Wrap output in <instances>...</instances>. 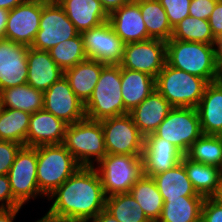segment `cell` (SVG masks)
Instances as JSON below:
<instances>
[{"label": "cell", "mask_w": 222, "mask_h": 222, "mask_svg": "<svg viewBox=\"0 0 222 222\" xmlns=\"http://www.w3.org/2000/svg\"><path fill=\"white\" fill-rule=\"evenodd\" d=\"M27 0H0V8L11 10Z\"/></svg>", "instance_id": "47"}, {"label": "cell", "mask_w": 222, "mask_h": 222, "mask_svg": "<svg viewBox=\"0 0 222 222\" xmlns=\"http://www.w3.org/2000/svg\"><path fill=\"white\" fill-rule=\"evenodd\" d=\"M67 125L62 119L44 109L31 114L26 146L62 144Z\"/></svg>", "instance_id": "19"}, {"label": "cell", "mask_w": 222, "mask_h": 222, "mask_svg": "<svg viewBox=\"0 0 222 222\" xmlns=\"http://www.w3.org/2000/svg\"><path fill=\"white\" fill-rule=\"evenodd\" d=\"M105 65L100 61L87 58L64 71L71 89L84 104L91 97Z\"/></svg>", "instance_id": "24"}, {"label": "cell", "mask_w": 222, "mask_h": 222, "mask_svg": "<svg viewBox=\"0 0 222 222\" xmlns=\"http://www.w3.org/2000/svg\"><path fill=\"white\" fill-rule=\"evenodd\" d=\"M105 210L118 222H151L130 192L106 197Z\"/></svg>", "instance_id": "33"}, {"label": "cell", "mask_w": 222, "mask_h": 222, "mask_svg": "<svg viewBox=\"0 0 222 222\" xmlns=\"http://www.w3.org/2000/svg\"><path fill=\"white\" fill-rule=\"evenodd\" d=\"M201 222H222V205L211 197L205 198L202 206Z\"/></svg>", "instance_id": "40"}, {"label": "cell", "mask_w": 222, "mask_h": 222, "mask_svg": "<svg viewBox=\"0 0 222 222\" xmlns=\"http://www.w3.org/2000/svg\"><path fill=\"white\" fill-rule=\"evenodd\" d=\"M166 63L176 69L205 79L208 83L220 80L221 67L215 44L187 42L170 38L166 41Z\"/></svg>", "instance_id": "2"}, {"label": "cell", "mask_w": 222, "mask_h": 222, "mask_svg": "<svg viewBox=\"0 0 222 222\" xmlns=\"http://www.w3.org/2000/svg\"><path fill=\"white\" fill-rule=\"evenodd\" d=\"M108 21L125 44L152 39L148 35L139 4L135 0H131L112 12L109 15Z\"/></svg>", "instance_id": "18"}, {"label": "cell", "mask_w": 222, "mask_h": 222, "mask_svg": "<svg viewBox=\"0 0 222 222\" xmlns=\"http://www.w3.org/2000/svg\"><path fill=\"white\" fill-rule=\"evenodd\" d=\"M89 222H118V221L109 212H107L104 209Z\"/></svg>", "instance_id": "45"}, {"label": "cell", "mask_w": 222, "mask_h": 222, "mask_svg": "<svg viewBox=\"0 0 222 222\" xmlns=\"http://www.w3.org/2000/svg\"><path fill=\"white\" fill-rule=\"evenodd\" d=\"M171 38L187 42L216 44L208 20L187 16L174 28Z\"/></svg>", "instance_id": "35"}, {"label": "cell", "mask_w": 222, "mask_h": 222, "mask_svg": "<svg viewBox=\"0 0 222 222\" xmlns=\"http://www.w3.org/2000/svg\"><path fill=\"white\" fill-rule=\"evenodd\" d=\"M42 0H27L9 10L4 38L31 46L39 30Z\"/></svg>", "instance_id": "15"}, {"label": "cell", "mask_w": 222, "mask_h": 222, "mask_svg": "<svg viewBox=\"0 0 222 222\" xmlns=\"http://www.w3.org/2000/svg\"><path fill=\"white\" fill-rule=\"evenodd\" d=\"M27 62V84L35 89L44 92L64 76V71L55 63L48 51L36 50L28 46Z\"/></svg>", "instance_id": "22"}, {"label": "cell", "mask_w": 222, "mask_h": 222, "mask_svg": "<svg viewBox=\"0 0 222 222\" xmlns=\"http://www.w3.org/2000/svg\"><path fill=\"white\" fill-rule=\"evenodd\" d=\"M203 134L196 108L173 107L159 127L145 137H159L176 146L184 155Z\"/></svg>", "instance_id": "8"}, {"label": "cell", "mask_w": 222, "mask_h": 222, "mask_svg": "<svg viewBox=\"0 0 222 222\" xmlns=\"http://www.w3.org/2000/svg\"><path fill=\"white\" fill-rule=\"evenodd\" d=\"M166 11L172 29L185 17L189 16L191 0H158Z\"/></svg>", "instance_id": "37"}, {"label": "cell", "mask_w": 222, "mask_h": 222, "mask_svg": "<svg viewBox=\"0 0 222 222\" xmlns=\"http://www.w3.org/2000/svg\"><path fill=\"white\" fill-rule=\"evenodd\" d=\"M207 84L205 79L176 69L167 63L155 78L156 90L172 107L196 108Z\"/></svg>", "instance_id": "5"}, {"label": "cell", "mask_w": 222, "mask_h": 222, "mask_svg": "<svg viewBox=\"0 0 222 222\" xmlns=\"http://www.w3.org/2000/svg\"><path fill=\"white\" fill-rule=\"evenodd\" d=\"M81 35L87 58L104 64H120L125 43L115 33L109 21L86 30Z\"/></svg>", "instance_id": "13"}, {"label": "cell", "mask_w": 222, "mask_h": 222, "mask_svg": "<svg viewBox=\"0 0 222 222\" xmlns=\"http://www.w3.org/2000/svg\"><path fill=\"white\" fill-rule=\"evenodd\" d=\"M203 196H181L165 199L157 222H201Z\"/></svg>", "instance_id": "27"}, {"label": "cell", "mask_w": 222, "mask_h": 222, "mask_svg": "<svg viewBox=\"0 0 222 222\" xmlns=\"http://www.w3.org/2000/svg\"><path fill=\"white\" fill-rule=\"evenodd\" d=\"M140 7L148 35L152 39L168 41L173 33L166 11L158 0H135Z\"/></svg>", "instance_id": "31"}, {"label": "cell", "mask_w": 222, "mask_h": 222, "mask_svg": "<svg viewBox=\"0 0 222 222\" xmlns=\"http://www.w3.org/2000/svg\"><path fill=\"white\" fill-rule=\"evenodd\" d=\"M78 34L75 25L57 1L42 0L39 30L30 47L49 51L60 42L72 39Z\"/></svg>", "instance_id": "9"}, {"label": "cell", "mask_w": 222, "mask_h": 222, "mask_svg": "<svg viewBox=\"0 0 222 222\" xmlns=\"http://www.w3.org/2000/svg\"><path fill=\"white\" fill-rule=\"evenodd\" d=\"M166 64V41L149 39L126 43L120 67L147 73L156 78Z\"/></svg>", "instance_id": "12"}, {"label": "cell", "mask_w": 222, "mask_h": 222, "mask_svg": "<svg viewBox=\"0 0 222 222\" xmlns=\"http://www.w3.org/2000/svg\"><path fill=\"white\" fill-rule=\"evenodd\" d=\"M218 0H191L189 15L208 20Z\"/></svg>", "instance_id": "39"}, {"label": "cell", "mask_w": 222, "mask_h": 222, "mask_svg": "<svg viewBox=\"0 0 222 222\" xmlns=\"http://www.w3.org/2000/svg\"><path fill=\"white\" fill-rule=\"evenodd\" d=\"M47 198L53 202L45 216L70 222H89L105 209L106 204V195L95 166H80Z\"/></svg>", "instance_id": "1"}, {"label": "cell", "mask_w": 222, "mask_h": 222, "mask_svg": "<svg viewBox=\"0 0 222 222\" xmlns=\"http://www.w3.org/2000/svg\"><path fill=\"white\" fill-rule=\"evenodd\" d=\"M57 2L79 33L97 27L109 19L99 0H58Z\"/></svg>", "instance_id": "23"}, {"label": "cell", "mask_w": 222, "mask_h": 222, "mask_svg": "<svg viewBox=\"0 0 222 222\" xmlns=\"http://www.w3.org/2000/svg\"><path fill=\"white\" fill-rule=\"evenodd\" d=\"M130 194L151 222H157L160 219L164 200L152 177L143 174L131 187Z\"/></svg>", "instance_id": "29"}, {"label": "cell", "mask_w": 222, "mask_h": 222, "mask_svg": "<svg viewBox=\"0 0 222 222\" xmlns=\"http://www.w3.org/2000/svg\"><path fill=\"white\" fill-rule=\"evenodd\" d=\"M62 144L80 166L94 167L107 154L101 122L87 118L67 125Z\"/></svg>", "instance_id": "4"}, {"label": "cell", "mask_w": 222, "mask_h": 222, "mask_svg": "<svg viewBox=\"0 0 222 222\" xmlns=\"http://www.w3.org/2000/svg\"><path fill=\"white\" fill-rule=\"evenodd\" d=\"M184 154L169 141L159 137H144V175L153 177L181 162Z\"/></svg>", "instance_id": "17"}, {"label": "cell", "mask_w": 222, "mask_h": 222, "mask_svg": "<svg viewBox=\"0 0 222 222\" xmlns=\"http://www.w3.org/2000/svg\"><path fill=\"white\" fill-rule=\"evenodd\" d=\"M35 222H70V221H61V220H55V219H51L47 216H42V218L38 219Z\"/></svg>", "instance_id": "50"}, {"label": "cell", "mask_w": 222, "mask_h": 222, "mask_svg": "<svg viewBox=\"0 0 222 222\" xmlns=\"http://www.w3.org/2000/svg\"><path fill=\"white\" fill-rule=\"evenodd\" d=\"M44 93L43 109L73 124L86 118L84 103L75 95L65 76L53 83Z\"/></svg>", "instance_id": "14"}, {"label": "cell", "mask_w": 222, "mask_h": 222, "mask_svg": "<svg viewBox=\"0 0 222 222\" xmlns=\"http://www.w3.org/2000/svg\"><path fill=\"white\" fill-rule=\"evenodd\" d=\"M152 178L163 200L181 198V196H202L194 190L182 162Z\"/></svg>", "instance_id": "26"}, {"label": "cell", "mask_w": 222, "mask_h": 222, "mask_svg": "<svg viewBox=\"0 0 222 222\" xmlns=\"http://www.w3.org/2000/svg\"><path fill=\"white\" fill-rule=\"evenodd\" d=\"M21 207L0 209V222H14L16 215L19 213Z\"/></svg>", "instance_id": "44"}, {"label": "cell", "mask_w": 222, "mask_h": 222, "mask_svg": "<svg viewBox=\"0 0 222 222\" xmlns=\"http://www.w3.org/2000/svg\"><path fill=\"white\" fill-rule=\"evenodd\" d=\"M30 117L22 110L0 107V140L26 146Z\"/></svg>", "instance_id": "32"}, {"label": "cell", "mask_w": 222, "mask_h": 222, "mask_svg": "<svg viewBox=\"0 0 222 222\" xmlns=\"http://www.w3.org/2000/svg\"><path fill=\"white\" fill-rule=\"evenodd\" d=\"M106 13L110 15L115 10L129 3L131 0H99Z\"/></svg>", "instance_id": "43"}, {"label": "cell", "mask_w": 222, "mask_h": 222, "mask_svg": "<svg viewBox=\"0 0 222 222\" xmlns=\"http://www.w3.org/2000/svg\"><path fill=\"white\" fill-rule=\"evenodd\" d=\"M181 162L197 194L205 198L211 197L219 184L222 174L221 169L216 166L194 162L185 155Z\"/></svg>", "instance_id": "30"}, {"label": "cell", "mask_w": 222, "mask_h": 222, "mask_svg": "<svg viewBox=\"0 0 222 222\" xmlns=\"http://www.w3.org/2000/svg\"><path fill=\"white\" fill-rule=\"evenodd\" d=\"M194 162L222 168V136L202 134L185 154Z\"/></svg>", "instance_id": "34"}, {"label": "cell", "mask_w": 222, "mask_h": 222, "mask_svg": "<svg viewBox=\"0 0 222 222\" xmlns=\"http://www.w3.org/2000/svg\"><path fill=\"white\" fill-rule=\"evenodd\" d=\"M48 52L63 71L87 59L81 33L72 39L60 42Z\"/></svg>", "instance_id": "36"}, {"label": "cell", "mask_w": 222, "mask_h": 222, "mask_svg": "<svg viewBox=\"0 0 222 222\" xmlns=\"http://www.w3.org/2000/svg\"><path fill=\"white\" fill-rule=\"evenodd\" d=\"M23 145L13 142L0 140V175H7L12 166L17 153Z\"/></svg>", "instance_id": "38"}, {"label": "cell", "mask_w": 222, "mask_h": 222, "mask_svg": "<svg viewBox=\"0 0 222 222\" xmlns=\"http://www.w3.org/2000/svg\"><path fill=\"white\" fill-rule=\"evenodd\" d=\"M28 46L0 39V91L27 84Z\"/></svg>", "instance_id": "16"}, {"label": "cell", "mask_w": 222, "mask_h": 222, "mask_svg": "<svg viewBox=\"0 0 222 222\" xmlns=\"http://www.w3.org/2000/svg\"><path fill=\"white\" fill-rule=\"evenodd\" d=\"M22 206L12 195L8 175H0V209Z\"/></svg>", "instance_id": "41"}, {"label": "cell", "mask_w": 222, "mask_h": 222, "mask_svg": "<svg viewBox=\"0 0 222 222\" xmlns=\"http://www.w3.org/2000/svg\"><path fill=\"white\" fill-rule=\"evenodd\" d=\"M106 197L128 193L144 174L143 157L106 154L96 165Z\"/></svg>", "instance_id": "7"}, {"label": "cell", "mask_w": 222, "mask_h": 222, "mask_svg": "<svg viewBox=\"0 0 222 222\" xmlns=\"http://www.w3.org/2000/svg\"><path fill=\"white\" fill-rule=\"evenodd\" d=\"M100 122L107 154L143 155L144 136L129 113L106 118Z\"/></svg>", "instance_id": "10"}, {"label": "cell", "mask_w": 222, "mask_h": 222, "mask_svg": "<svg viewBox=\"0 0 222 222\" xmlns=\"http://www.w3.org/2000/svg\"><path fill=\"white\" fill-rule=\"evenodd\" d=\"M9 10L0 8V39L4 38Z\"/></svg>", "instance_id": "46"}, {"label": "cell", "mask_w": 222, "mask_h": 222, "mask_svg": "<svg viewBox=\"0 0 222 222\" xmlns=\"http://www.w3.org/2000/svg\"><path fill=\"white\" fill-rule=\"evenodd\" d=\"M155 78L151 75L121 68V91L125 109L130 112L155 90Z\"/></svg>", "instance_id": "25"}, {"label": "cell", "mask_w": 222, "mask_h": 222, "mask_svg": "<svg viewBox=\"0 0 222 222\" xmlns=\"http://www.w3.org/2000/svg\"><path fill=\"white\" fill-rule=\"evenodd\" d=\"M215 48H216L218 63L220 67L222 68V36L216 39Z\"/></svg>", "instance_id": "49"}, {"label": "cell", "mask_w": 222, "mask_h": 222, "mask_svg": "<svg viewBox=\"0 0 222 222\" xmlns=\"http://www.w3.org/2000/svg\"><path fill=\"white\" fill-rule=\"evenodd\" d=\"M212 34L215 39L222 36V0H218L208 19Z\"/></svg>", "instance_id": "42"}, {"label": "cell", "mask_w": 222, "mask_h": 222, "mask_svg": "<svg viewBox=\"0 0 222 222\" xmlns=\"http://www.w3.org/2000/svg\"><path fill=\"white\" fill-rule=\"evenodd\" d=\"M7 175L12 195L22 206L38 196L45 199L37 183V147L23 146Z\"/></svg>", "instance_id": "11"}, {"label": "cell", "mask_w": 222, "mask_h": 222, "mask_svg": "<svg viewBox=\"0 0 222 222\" xmlns=\"http://www.w3.org/2000/svg\"><path fill=\"white\" fill-rule=\"evenodd\" d=\"M173 107L156 89L129 112L139 132L145 137L152 134Z\"/></svg>", "instance_id": "21"}, {"label": "cell", "mask_w": 222, "mask_h": 222, "mask_svg": "<svg viewBox=\"0 0 222 222\" xmlns=\"http://www.w3.org/2000/svg\"><path fill=\"white\" fill-rule=\"evenodd\" d=\"M211 198L217 203L222 205V174H221L217 189L215 193L211 196Z\"/></svg>", "instance_id": "48"}, {"label": "cell", "mask_w": 222, "mask_h": 222, "mask_svg": "<svg viewBox=\"0 0 222 222\" xmlns=\"http://www.w3.org/2000/svg\"><path fill=\"white\" fill-rule=\"evenodd\" d=\"M203 134L222 136V80L208 83L196 107Z\"/></svg>", "instance_id": "20"}, {"label": "cell", "mask_w": 222, "mask_h": 222, "mask_svg": "<svg viewBox=\"0 0 222 222\" xmlns=\"http://www.w3.org/2000/svg\"><path fill=\"white\" fill-rule=\"evenodd\" d=\"M87 119L101 121L106 118L128 114L121 91L120 65L106 64L93 90L84 104Z\"/></svg>", "instance_id": "3"}, {"label": "cell", "mask_w": 222, "mask_h": 222, "mask_svg": "<svg viewBox=\"0 0 222 222\" xmlns=\"http://www.w3.org/2000/svg\"><path fill=\"white\" fill-rule=\"evenodd\" d=\"M80 165L63 144L37 147V183L47 197L65 182Z\"/></svg>", "instance_id": "6"}, {"label": "cell", "mask_w": 222, "mask_h": 222, "mask_svg": "<svg viewBox=\"0 0 222 222\" xmlns=\"http://www.w3.org/2000/svg\"><path fill=\"white\" fill-rule=\"evenodd\" d=\"M44 93L24 84L0 91V107L18 109L29 114L43 110Z\"/></svg>", "instance_id": "28"}]
</instances>
